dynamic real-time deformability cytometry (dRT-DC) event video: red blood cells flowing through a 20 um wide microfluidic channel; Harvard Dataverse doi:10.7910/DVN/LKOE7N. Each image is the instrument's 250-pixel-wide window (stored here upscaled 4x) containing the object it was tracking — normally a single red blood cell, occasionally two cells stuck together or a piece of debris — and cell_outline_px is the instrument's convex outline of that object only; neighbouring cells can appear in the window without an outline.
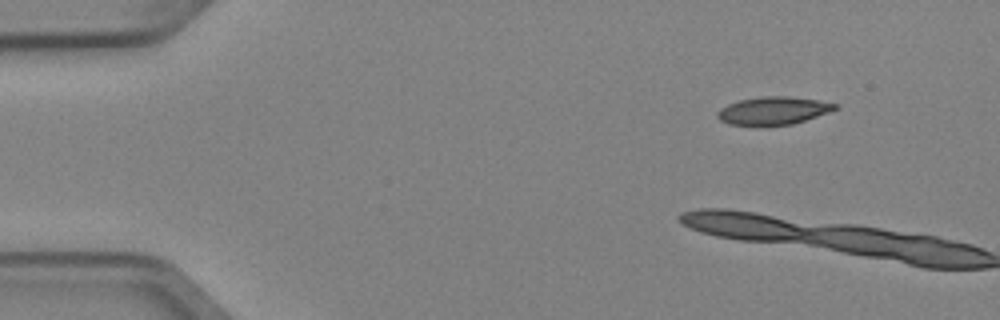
{"species": "Egyptian fruit bat (a non-hibernating species)", "species_latin": "Rousettus aegyptiacus", "temperature_condition": "cold", "stored_images_in_passage": 4, "camera_frame_rate_fps": 3000, "um_per_image_px": 0.085, "animal": {"sex": "female"}, "frame": {"image": 1, "passage_image": 1, "time_ms": 0.0, "image_size_px": [1000, 320], "cell_outline_px": [[840, 104], [836, 108], [828, 112], [792, 124], [764, 128], [760, 128], [728, 124], [720, 120], [716, 116], [720, 108], [728, 104], [740, 100], [760, 96], [788, 96], [816, 100]], "centroid_in_image_um": [65.66, 9.44], "position_along_channel_um": 19.3, "area_um2": 19.59}}